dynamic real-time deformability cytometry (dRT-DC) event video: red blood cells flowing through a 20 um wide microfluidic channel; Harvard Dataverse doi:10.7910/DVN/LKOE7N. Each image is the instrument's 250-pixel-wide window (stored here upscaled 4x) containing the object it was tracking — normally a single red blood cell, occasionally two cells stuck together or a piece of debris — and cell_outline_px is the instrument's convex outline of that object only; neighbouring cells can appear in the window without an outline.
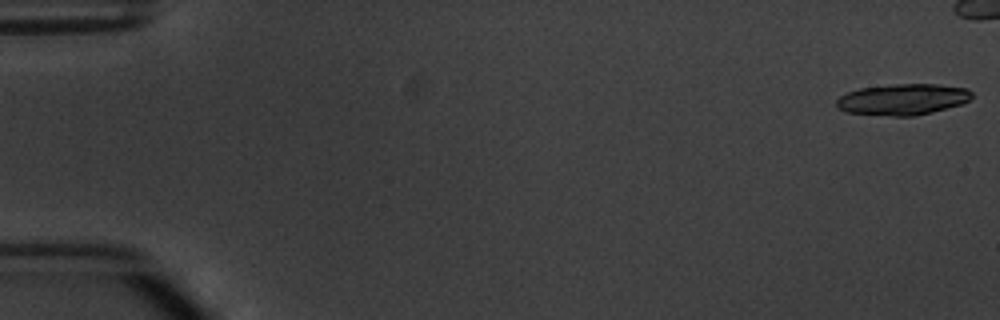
{"species": "common noctule bat (a hibernating species)", "species_latin": "Nyctalus noctula", "temperature_condition": "warm", "stored_images_in_passage": 10, "camera_frame_rate_fps": 3000, "um_per_image_px": 0.085, "animal": {"sex": "male", "body_mass_g": 20.1, "forearm_length_mm": 53.5}, "frame": {"image": 1, "passage_image": 1, "time_ms": 0.0, "image_size_px": [1000, 320], "cell_outline_px": [[972, 96], [968, 100], [960, 104], [932, 112], [912, 116], [892, 116], [848, 112], [840, 108], [836, 104], [836, 100], [840, 96], [848, 92], [860, 88], [896, 84], [936, 84], [968, 88], [972, 92]], "centroid_in_image_um": [76.75, 8.44], "position_along_channel_um": 8.3, "area_um2": 24.28}}
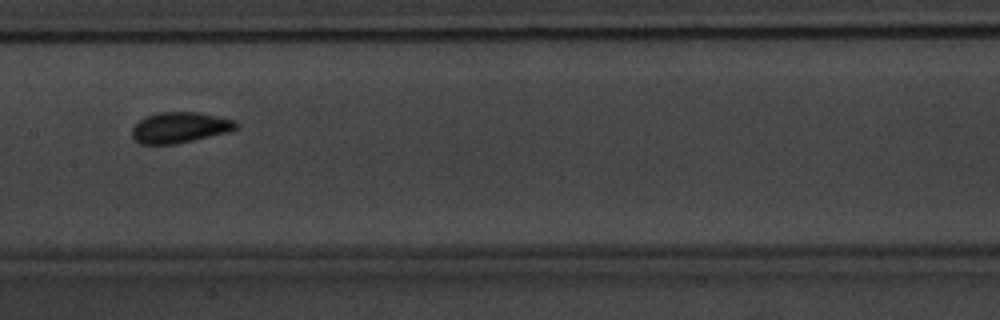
{"frame": {"image": 2, "passage_image": 9, "time_ms": 10.333, "image_size_px": [1000, 320], "cell_outline_px": [[240, 124], [232, 132], [176, 144], [140, 144], [132, 136], [132, 128], [144, 116], [160, 112], [200, 112], [236, 120]], "centroid_in_image_um": [15.34, 10.84], "position_along_channel_um": 192.1, "area_um2": 18.96}}
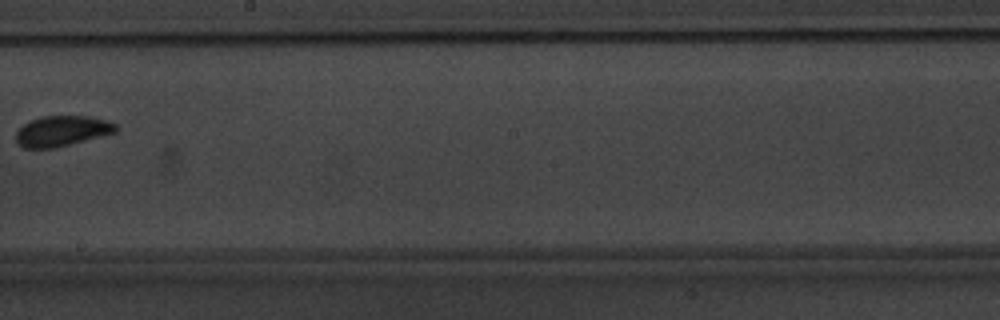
{"frame": {"image": 3, "passage_image": 10, "time_ms": 11.667, "image_size_px": [1000, 320], "cell_outline_px": [[116, 132], [52, 148], [24, 148], [16, 140], [16, 132], [24, 124], [40, 116], [92, 116], [108, 120], [116, 124]], "centroid_in_image_um": [5.27, 11.11], "position_along_channel_um": 242.9, "area_um2": 17.46}}